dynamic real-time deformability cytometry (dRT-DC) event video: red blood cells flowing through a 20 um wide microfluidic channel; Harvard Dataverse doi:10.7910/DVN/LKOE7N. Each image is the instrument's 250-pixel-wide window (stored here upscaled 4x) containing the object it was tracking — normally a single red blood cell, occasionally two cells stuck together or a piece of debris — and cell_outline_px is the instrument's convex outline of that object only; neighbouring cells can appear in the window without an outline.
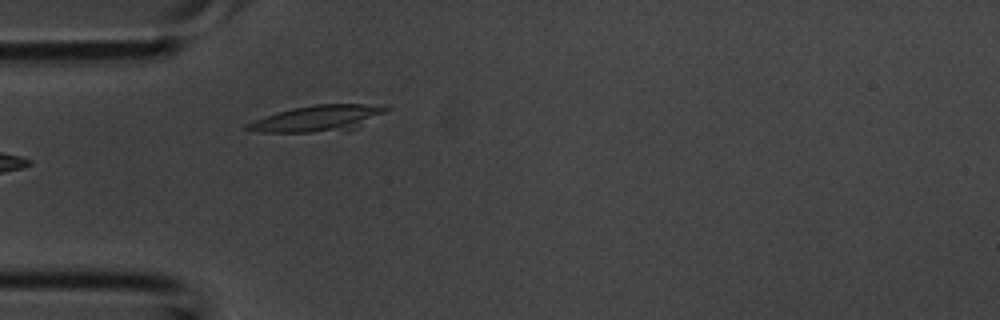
{"species": "common noctule bat (a hibernating species)", "species_latin": "Nyctalus noctula", "temperature_condition": "room temperature", "stored_images_in_passage": 3, "camera_frame_rate_fps": 3000, "um_per_image_px": 0.085, "animal": {"sex": "male", "body_mass_g": 20.1, "forearm_length_mm": 53.5}, "frame": {"image": 1, "passage_image": 3, "time_ms": 0.667, "image_size_px": [1000, 320], "cell_outline_px": [[392, 108], [360, 128], [348, 132], [260, 132], [244, 128], [244, 124], [252, 120], [292, 108], [316, 104], [384, 104]], "centroid_in_image_um": [27.13, 10.07], "position_along_channel_um": 57.9, "area_um2": 21.91}}